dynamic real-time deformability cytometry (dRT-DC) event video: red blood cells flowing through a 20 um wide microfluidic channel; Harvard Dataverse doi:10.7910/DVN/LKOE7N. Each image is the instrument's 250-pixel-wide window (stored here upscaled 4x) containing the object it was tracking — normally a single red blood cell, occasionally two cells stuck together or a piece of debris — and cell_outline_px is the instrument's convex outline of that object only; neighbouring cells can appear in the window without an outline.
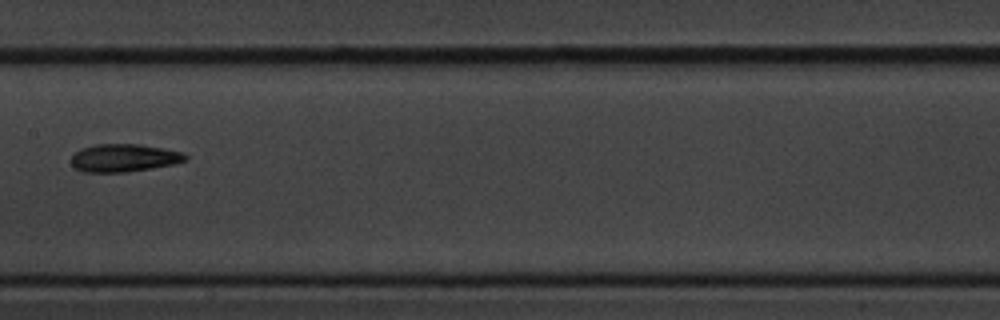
{"species": "common noctule bat (a hibernating species)", "species_latin": "Nyctalus noctula", "temperature_condition": "cold", "stored_images_in_passage": 5, "camera_frame_rate_fps": 3000, "um_per_image_px": 0.085, "animal": {"sex": "male", "body_mass_g": 20.1, "forearm_length_mm": 53.5}, "frame": {"image": 1, "passage_image": 5, "time_ms": 5.333, "image_size_px": [1000, 320], "cell_outline_px": [[188, 160], [172, 164], [128, 172], [84, 172], [76, 168], [72, 164], [72, 156], [80, 148], [96, 144], [140, 144], [184, 152], [188, 156]], "centroid_in_image_um": [10.55, 13.41], "position_along_channel_um": 196.8, "area_um2": 18.5}}